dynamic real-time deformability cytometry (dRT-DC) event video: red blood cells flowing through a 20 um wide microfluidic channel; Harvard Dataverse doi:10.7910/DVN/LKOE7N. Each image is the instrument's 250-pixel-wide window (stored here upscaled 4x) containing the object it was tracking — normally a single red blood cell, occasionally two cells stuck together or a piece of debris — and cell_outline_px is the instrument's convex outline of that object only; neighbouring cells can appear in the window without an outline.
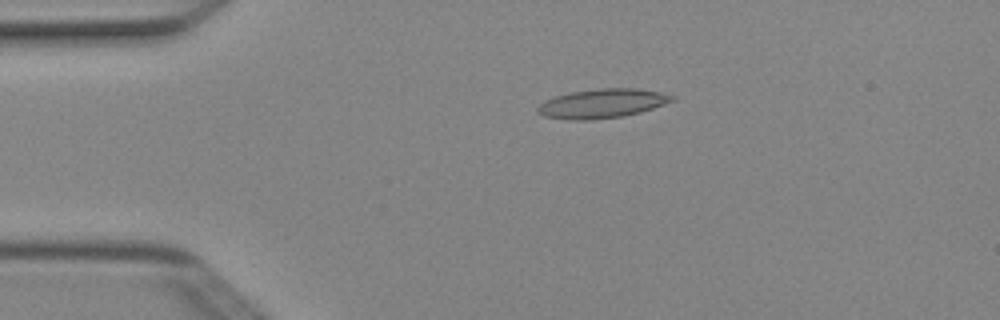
{"species": "Egyptian fruit bat (a non-hibernating species)", "species_latin": "Rousettus aegyptiacus", "temperature_condition": "cold", "stored_images_in_passage": 2, "camera_frame_rate_fps": 3000, "um_per_image_px": 0.085, "animal": {"sex": "female"}, "frame": {"image": 1, "passage_image": 1, "time_ms": 0.0, "image_size_px": [1000, 320], "cell_outline_px": [[676, 100], [640, 112], [624, 116], [588, 120], [572, 120], [544, 116], [536, 112], [536, 108], [544, 100], [556, 96], [572, 92], [600, 88], [636, 88], [660, 92], [676, 96]], "centroid_in_image_um": [51.19, 8.79], "position_along_channel_um": 33.8, "area_um2": 22.83}}